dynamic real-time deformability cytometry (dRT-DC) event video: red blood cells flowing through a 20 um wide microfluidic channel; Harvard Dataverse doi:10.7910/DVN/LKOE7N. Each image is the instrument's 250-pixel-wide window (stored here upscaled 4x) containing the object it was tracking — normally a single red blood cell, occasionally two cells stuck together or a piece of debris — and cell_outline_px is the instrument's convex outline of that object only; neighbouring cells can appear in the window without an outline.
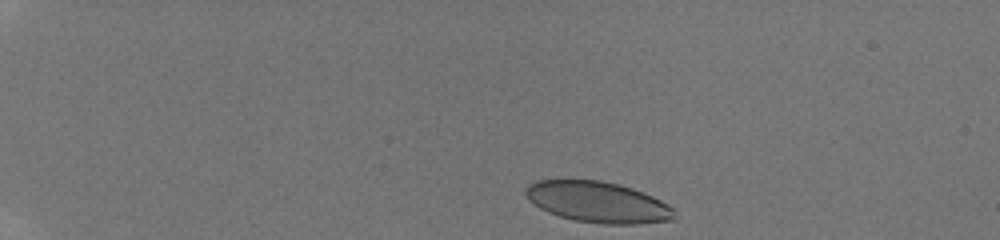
{"species": "human", "species_latin": "Homo sapiens", "temperature_condition": "room temperature", "stored_images_in_passage": 52, "camera_frame_rate_fps": 3000, "um_per_image_px": 0.085, "donor": {"sex": "male"}, "frame": {"image": 1, "passage_image": 1, "time_ms": 0.0, "image_size_px": [1000, 240], "cell_outline_px": [[676, 220], [636, 224], [600, 224], [576, 220], [560, 216], [548, 212], [540, 208], [528, 200], [524, 192], [528, 184], [536, 180], [600, 180], [632, 188], [652, 196], [668, 204], [672, 208], [676, 216]], "centroid_in_image_um": [50.81, 17.18], "position_along_channel_um": 34.2, "area_um2": 35.49}}
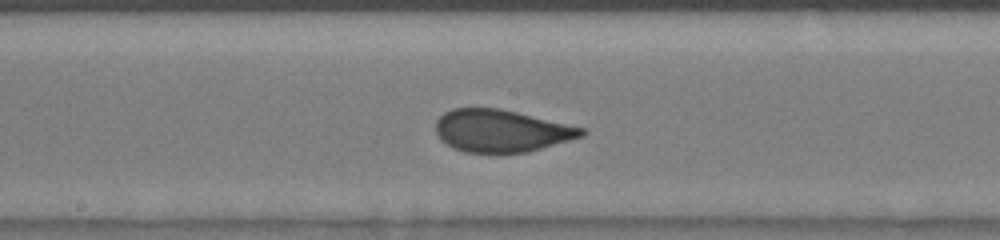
{"frame": {"image": 2, "passage_image": 19, "time_ms": 6.667, "image_size_px": [1000, 240], "cell_outline_px": [[588, 132], [584, 136], [528, 152], [496, 156], [464, 152], [452, 148], [440, 140], [436, 132], [436, 120], [444, 112], [452, 108], [500, 108], [584, 128]], "centroid_in_image_um": [42.58, 11.16], "position_along_channel_um": 205.6, "area_um2": 36.88}}
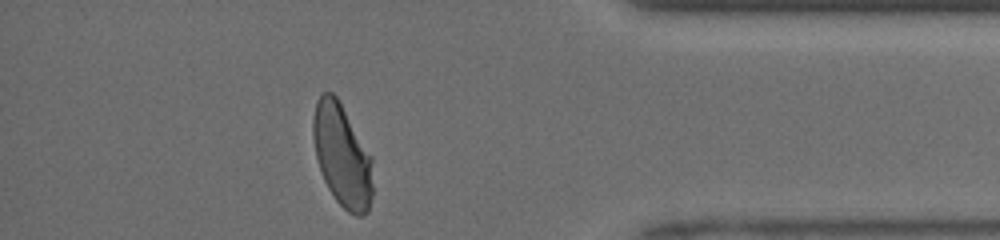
{"frame": {"image": 3, "passage_image": 48, "time_ms": 12.0, "image_size_px": [1000, 240], "cell_outline_px": [[372, 196], [368, 212], [364, 216], [356, 216], [348, 212], [336, 200], [328, 188], [324, 180], [316, 156], [312, 136], [312, 120], [316, 100], [324, 92], [332, 92], [336, 96], [372, 156]], "centroid_in_image_um": [29.08, 13.23], "position_along_channel_um": 406.1, "area_um2": 35.72}, "authors_computed_cell_mechanics": {"area_um2": 36.4718, "velocity_mm_per_s": 4.1322, "shape_relaxation_time_tau1_ms": 3.1181, "shape_relaxation_time_tau2_ms": null, "deformation_change_tau1": 0.1481, "deformation_change_tau2": null}}